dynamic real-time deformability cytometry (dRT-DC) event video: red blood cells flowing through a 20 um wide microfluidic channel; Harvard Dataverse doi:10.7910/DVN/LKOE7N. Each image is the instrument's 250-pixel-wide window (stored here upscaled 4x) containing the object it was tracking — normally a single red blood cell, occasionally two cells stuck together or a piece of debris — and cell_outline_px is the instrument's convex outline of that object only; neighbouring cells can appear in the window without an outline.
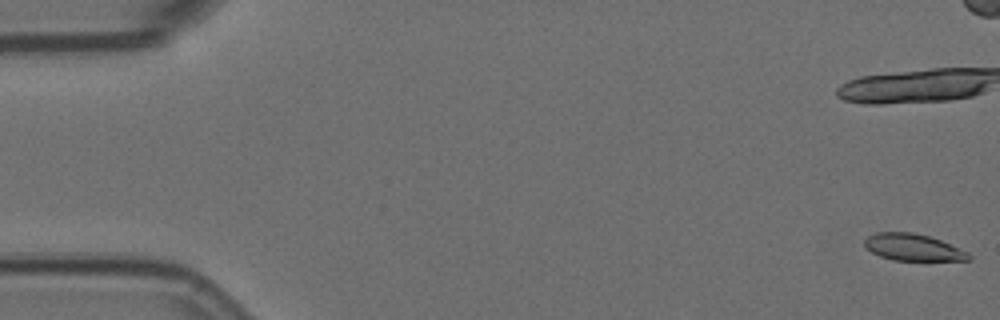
{"species": "Egyptian fruit bat (a non-hibernating species)", "species_latin": "Rousettus aegyptiacus", "temperature_condition": "room temperature", "stored_images_in_passage": 10, "camera_frame_rate_fps": 3000, "um_per_image_px": 0.085, "animal": {"sex": "female"}, "frame": {"image": 1, "passage_image": 1, "time_ms": 0.0, "image_size_px": [1000, 320], "cell_outline_px": [[972, 260], [924, 264], [892, 260], [880, 256], [864, 248], [864, 240], [868, 236], [876, 232], [912, 232], [928, 236], [940, 240], [968, 252], [972, 256]], "centroid_in_image_um": [77.67, 21.1], "position_along_channel_um": 7.3, "area_um2": 17.4}}